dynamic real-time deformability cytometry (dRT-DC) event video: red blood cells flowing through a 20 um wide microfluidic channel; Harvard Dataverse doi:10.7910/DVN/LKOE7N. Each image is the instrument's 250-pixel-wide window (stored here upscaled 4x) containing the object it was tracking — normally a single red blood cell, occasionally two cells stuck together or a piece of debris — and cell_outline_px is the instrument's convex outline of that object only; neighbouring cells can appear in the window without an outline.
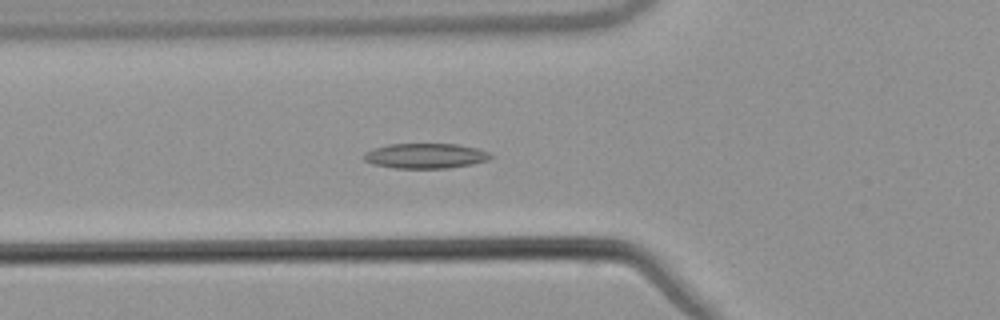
{"species": "common noctule bat (a hibernating species)", "species_latin": "Nyctalus noctula", "temperature_condition": "warm", "stored_images_in_passage": 46, "camera_frame_rate_fps": 3000, "um_per_image_px": 0.085, "animal": {"sex": "male", "body_mass_g": 21.5, "forearm_length_mm": 52.0}, "frame": {"image": 1, "passage_image": 12, "time_ms": 3.667, "image_size_px": [1000, 320], "cell_outline_px": [[492, 156], [488, 160], [472, 164], [448, 168], [392, 168], [372, 164], [364, 160], [364, 152], [372, 148], [388, 144], [456, 144], [476, 148], [488, 152]], "centroid_in_image_um": [36.12, 13.25], "position_along_channel_um": 89.7, "area_um2": 18.55}}
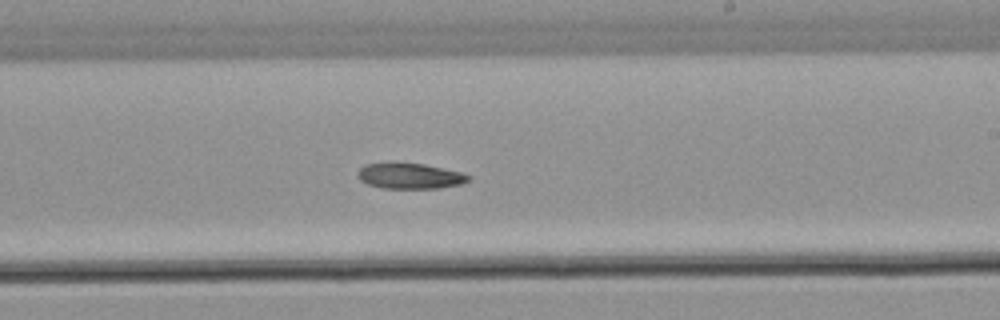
{"frame": {"image": 2, "passage_image": 25, "time_ms": 8.0, "image_size_px": [1000, 320], "cell_outline_px": [[472, 180], [460, 184], [440, 188], [384, 188], [368, 184], [360, 180], [360, 168], [364, 164], [424, 164], [460, 172], [472, 176]], "centroid_in_image_um": [34.92, 14.98], "position_along_channel_um": 254.1, "area_um2": 16.07}}
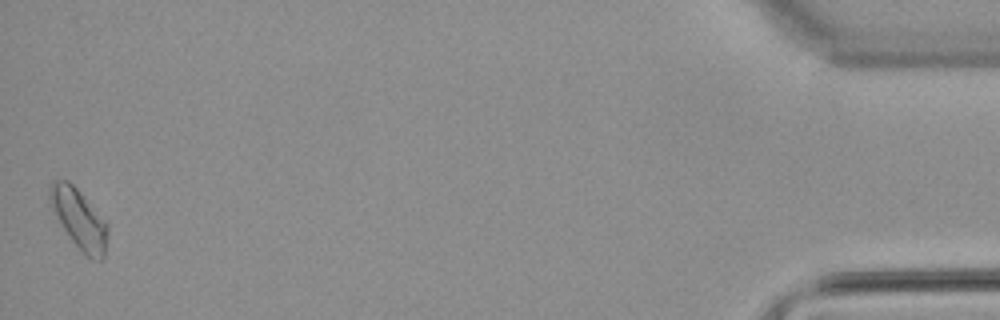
{"frame": {"image": 3, "passage_image": 46, "time_ms": 15.0, "image_size_px": [1000, 320], "cell_outline_px": [[108, 236], [104, 256], [100, 260], [92, 260], [72, 240], [52, 212], [48, 200], [48, 188], [52, 180], [68, 180], [80, 192], [108, 224]], "centroid_in_image_um": [6.69, 18.57], "position_along_channel_um": 428.5, "area_um2": 20.0}}